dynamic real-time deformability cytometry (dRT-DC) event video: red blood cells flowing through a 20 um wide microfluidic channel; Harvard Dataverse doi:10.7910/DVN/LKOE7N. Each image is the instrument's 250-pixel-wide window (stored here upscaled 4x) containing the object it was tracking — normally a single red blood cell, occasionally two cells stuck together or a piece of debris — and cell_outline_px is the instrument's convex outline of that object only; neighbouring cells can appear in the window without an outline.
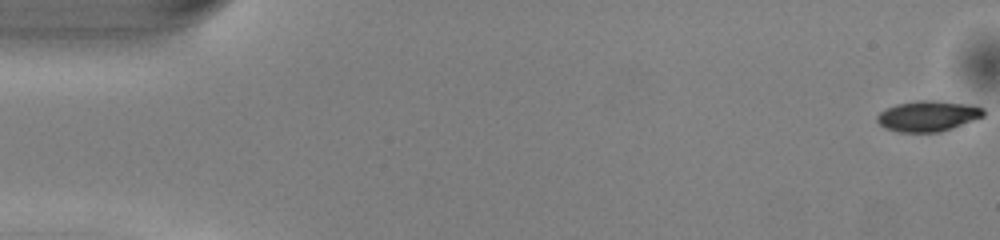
{"species": "common noctule bat (a hibernating species)", "species_latin": "Nyctalus noctula", "temperature_condition": "warm", "stored_images_in_passage": 7, "camera_frame_rate_fps": 3000, "um_per_image_px": 0.085, "animal": {"sex": "male", "body_mass_g": 13.0, "forearm_length_mm": 53.1}, "frame": {"image": 1, "passage_image": 1, "time_ms": 0.0, "image_size_px": [1000, 240], "cell_outline_px": [[984, 116], [952, 128], [940, 132], [896, 132], [884, 128], [876, 120], [876, 116], [884, 108], [896, 104], [916, 100], [936, 100], [972, 104], [984, 108]], "centroid_in_image_um": [78.85, 9.85], "position_along_channel_um": 6.1, "area_um2": 19.31}}